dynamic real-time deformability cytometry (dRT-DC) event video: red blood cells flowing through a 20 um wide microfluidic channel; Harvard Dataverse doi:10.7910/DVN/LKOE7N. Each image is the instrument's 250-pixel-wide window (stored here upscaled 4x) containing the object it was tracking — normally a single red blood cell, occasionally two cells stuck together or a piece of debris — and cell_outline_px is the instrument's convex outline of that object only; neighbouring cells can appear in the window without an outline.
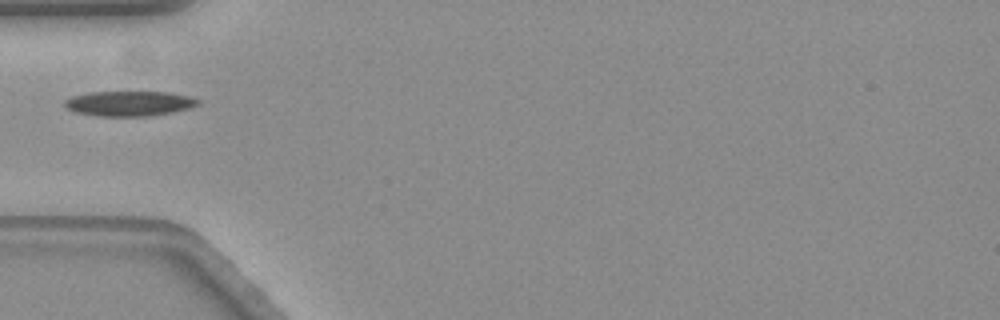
{"species": "common noctule bat (a hibernating species)", "species_latin": "Nyctalus noctula", "temperature_condition": "warm", "stored_images_in_passage": 40, "camera_frame_rate_fps": 3000, "um_per_image_px": 0.085, "animal": {"sex": "female", "body_mass_g": 19.3, "forearm_length_mm": 54.1}, "frame": {"image": 1, "passage_image": 1, "time_ms": 0.0, "image_size_px": [1000, 320], "cell_outline_px": [[200, 104], [188, 108], [172, 112], [148, 116], [96, 116], [76, 112], [64, 108], [64, 100], [72, 96], [88, 92], [168, 92], [192, 96], [200, 100]], "centroid_in_image_um": [10.97, 8.79], "position_along_channel_um": 74.0, "area_um2": 19.59}}